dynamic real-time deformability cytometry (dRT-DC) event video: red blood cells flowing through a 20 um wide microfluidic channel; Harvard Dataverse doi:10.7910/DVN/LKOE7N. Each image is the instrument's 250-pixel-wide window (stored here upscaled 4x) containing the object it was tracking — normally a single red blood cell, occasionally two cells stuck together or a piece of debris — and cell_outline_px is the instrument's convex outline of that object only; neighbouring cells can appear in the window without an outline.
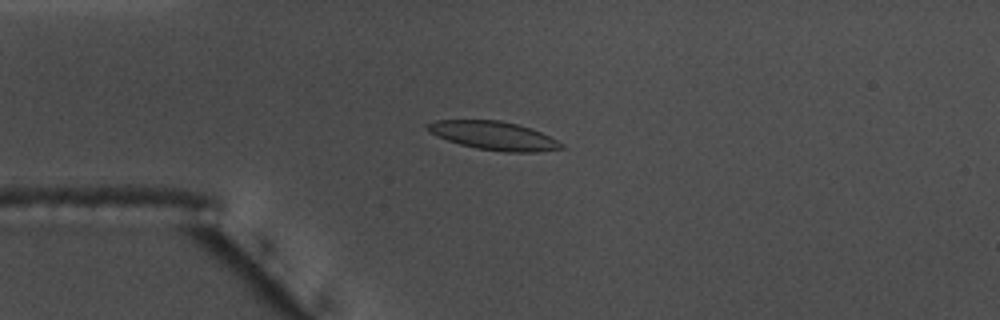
{"species": "common noctule bat (a hibernating species)", "species_latin": "Nyctalus noctula", "temperature_condition": "warm", "stored_images_in_passage": 56, "camera_frame_rate_fps": 3000, "um_per_image_px": 0.085, "animal": {"sex": "male", "body_mass_g": 17.5, "forearm_length_mm": 52.3}, "frame": {"image": 1, "passage_image": 14, "time_ms": 4.333, "image_size_px": [1000, 320], "cell_outline_px": [[564, 148], [536, 152], [504, 152], [476, 148], [460, 144], [436, 136], [428, 132], [424, 128], [424, 124], [436, 120], [500, 120], [532, 128], [564, 144]], "centroid_in_image_um": [41.92, 11.52], "position_along_channel_um": 43.1, "area_um2": 22.31}}
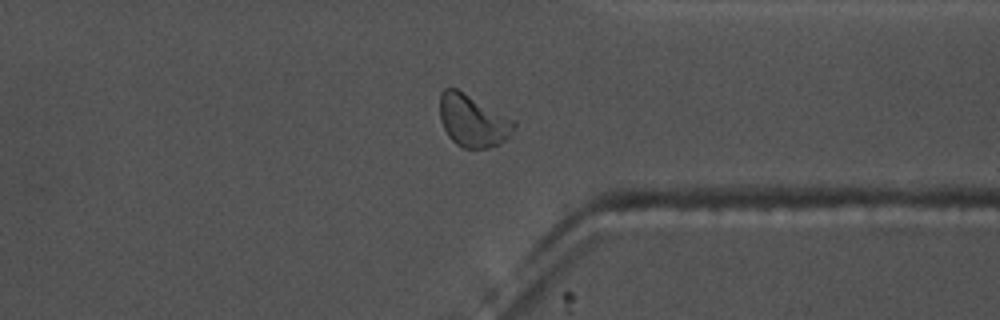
{"frame": {"image": 2, "passage_image": 43, "time_ms": 14.0, "image_size_px": [1000, 320], "cell_outline_px": [[516, 124], [512, 136], [500, 144], [488, 148], [464, 148], [456, 144], [448, 136], [440, 120], [440, 92], [444, 88], [456, 88], [516, 120]], "centroid_in_image_um": [40.22, 10.27], "position_along_channel_um": 371.2, "area_um2": 22.83}, "authors_computed_cell_mechanics": {"area_um2": 21.8484, "velocity_mm_per_s": 3.6179, "shape_relaxation_time_tau1_ms": 4.7453, "shape_relaxation_time_tau2_ms": 2.0497, "deformation_change_tau1": 0.1317, "deformation_change_tau2": 0.0676}}